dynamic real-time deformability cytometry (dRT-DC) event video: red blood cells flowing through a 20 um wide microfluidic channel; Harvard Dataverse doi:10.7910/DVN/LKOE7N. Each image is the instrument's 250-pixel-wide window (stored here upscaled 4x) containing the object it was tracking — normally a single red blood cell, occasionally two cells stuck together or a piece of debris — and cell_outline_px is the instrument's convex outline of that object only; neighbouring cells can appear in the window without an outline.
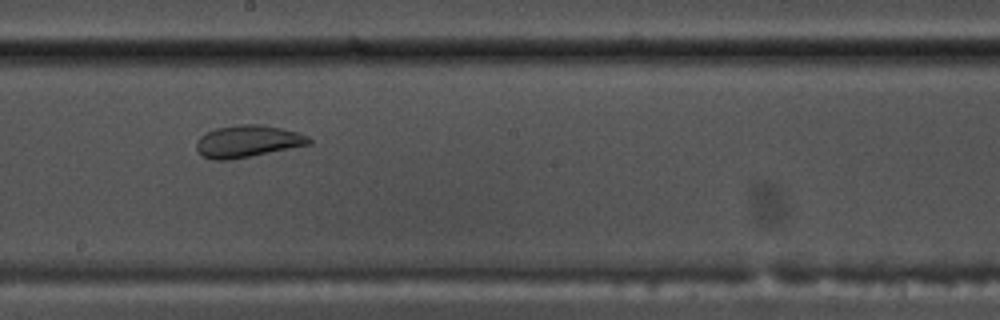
{"species": "common noctule bat (a hibernating species)", "species_latin": "Nyctalus noctula", "temperature_condition": "warm", "stored_images_in_passage": 53, "camera_frame_rate_fps": 3000, "um_per_image_px": 0.085, "animal": {"sex": "male", "body_mass_g": 17.5, "forearm_length_mm": 52.3}, "frame": {"image": 1, "passage_image": 29, "time_ms": 9.333, "image_size_px": [1000, 320], "cell_outline_px": [[312, 144], [252, 156], [228, 160], [216, 160], [204, 156], [196, 148], [196, 140], [204, 132], [216, 128], [240, 124], [260, 124], [280, 128], [296, 132], [308, 136], [312, 140]], "centroid_in_image_um": [21.05, 12.0], "position_along_channel_um": 227.2, "area_um2": 21.04}}
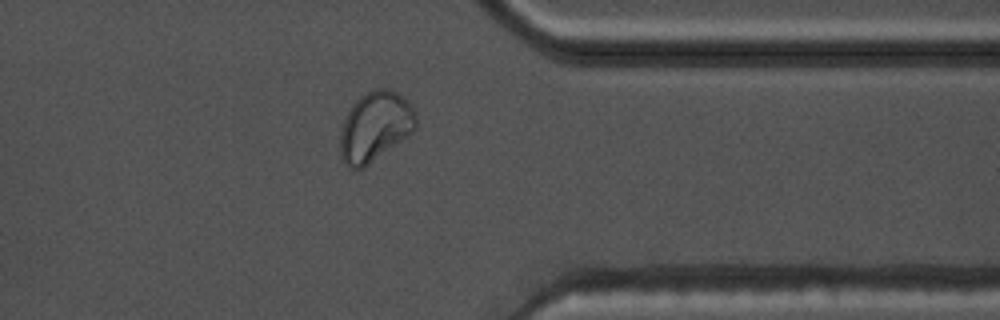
{"frame": {"image": 2, "passage_image": 42, "time_ms": 13.667, "image_size_px": [1000, 320], "cell_outline_px": [[416, 128], [408, 136], [364, 168], [352, 168], [340, 156], [340, 132], [344, 120], [352, 104], [360, 96], [376, 88], [388, 88], [396, 92], [408, 100], [412, 104], [416, 112]], "centroid_in_image_um": [31.91, 10.74], "position_along_channel_um": 379.5, "area_um2": 30.81}}
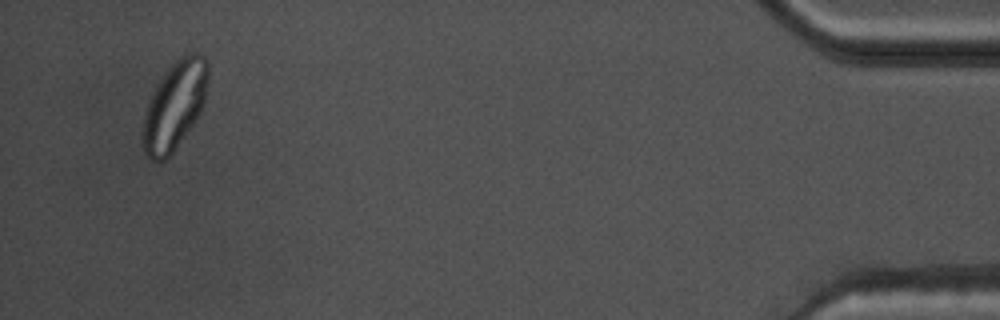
{"frame": {"image": 3, "passage_image": 51, "time_ms": 16.667, "image_size_px": [1000, 320], "cell_outline_px": [[208, 80], [204, 104], [200, 112], [168, 160], [160, 164], [152, 160], [144, 152], [140, 144], [140, 132], [144, 116], [152, 92], [168, 68], [184, 52], [200, 52], [208, 60]], "centroid_in_image_um": [14.82, 9.0], "position_along_channel_um": 420.4, "area_um2": 34.22}}